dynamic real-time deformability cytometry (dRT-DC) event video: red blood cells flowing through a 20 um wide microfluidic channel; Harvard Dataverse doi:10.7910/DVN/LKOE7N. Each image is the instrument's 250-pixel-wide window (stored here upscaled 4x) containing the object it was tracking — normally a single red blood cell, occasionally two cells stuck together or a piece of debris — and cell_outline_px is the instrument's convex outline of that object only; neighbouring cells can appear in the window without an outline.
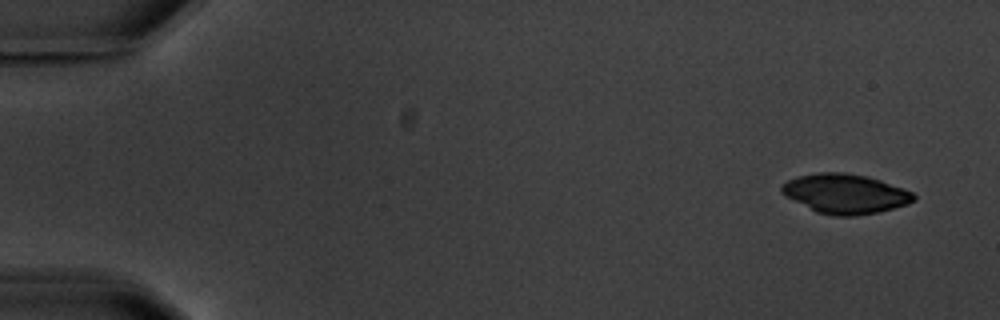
{"species": "common noctule bat (a hibernating species)", "species_latin": "Nyctalus noctula", "temperature_condition": "warm", "stored_images_in_passage": 6, "camera_frame_rate_fps": 3000, "um_per_image_px": 0.085, "animal": {"sex": "male", "body_mass_g": 20.1, "forearm_length_mm": 53.5}, "frame": {"image": 1, "passage_image": 1, "time_ms": 0.0, "image_size_px": [1000, 320], "cell_outline_px": [[916, 200], [908, 204], [876, 212], [852, 216], [832, 216], [816, 212], [784, 196], [780, 192], [780, 188], [788, 180], [796, 176], [820, 172], [844, 172], [864, 176], [880, 180], [904, 188], [912, 192], [916, 196]], "centroid_in_image_um": [71.82, 16.47], "position_along_channel_um": 13.2, "area_um2": 30.46}}